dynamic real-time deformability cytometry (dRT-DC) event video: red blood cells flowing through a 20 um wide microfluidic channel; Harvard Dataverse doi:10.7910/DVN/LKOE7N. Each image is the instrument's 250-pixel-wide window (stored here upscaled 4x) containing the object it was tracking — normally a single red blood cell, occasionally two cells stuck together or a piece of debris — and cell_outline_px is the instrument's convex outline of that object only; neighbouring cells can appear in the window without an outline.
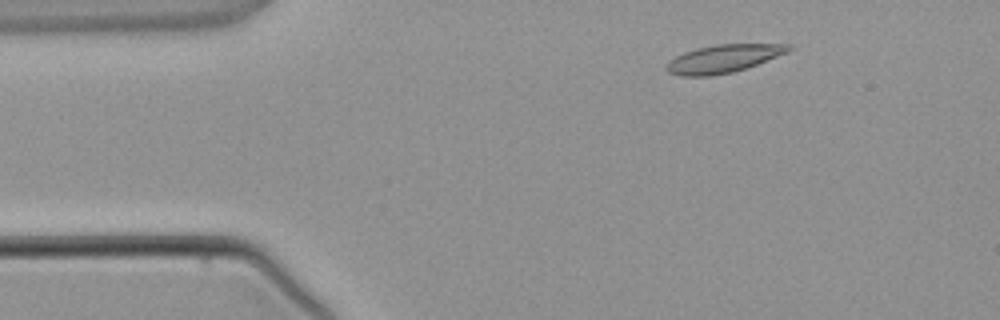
{"species": "common noctule bat (a hibernating species)", "species_latin": "Nyctalus noctula", "temperature_condition": "warm", "stored_images_in_passage": 4, "camera_frame_rate_fps": 3000, "um_per_image_px": 0.085, "animal": {"sex": "male", "body_mass_g": 21.5, "forearm_length_mm": 52.0}, "frame": {"image": 1, "passage_image": 2, "time_ms": 1.333, "image_size_px": [1000, 320], "cell_outline_px": [[792, 48], [788, 52], [756, 64], [732, 72], [708, 76], [680, 76], [668, 72], [664, 68], [668, 60], [684, 52], [696, 48], [716, 44], [792, 44]], "centroid_in_image_um": [61.44, 4.98], "position_along_channel_um": 23.6, "area_um2": 19.83}}
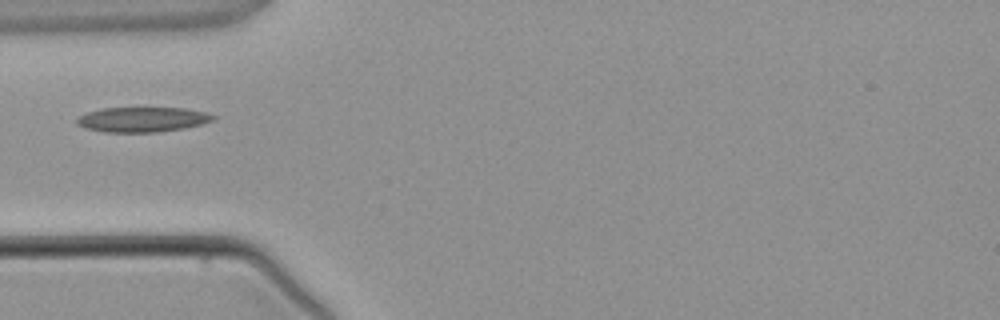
{"frame": {"image": 2, "passage_image": 4, "time_ms": 3.667, "image_size_px": [1000, 320], "cell_outline_px": [[216, 116], [212, 120], [200, 124], [184, 128], [156, 132], [104, 132], [84, 128], [76, 124], [76, 120], [80, 116], [88, 112], [104, 108], [184, 108], [204, 112]], "centroid_in_image_um": [12.06, 10.16], "position_along_channel_um": 72.9, "area_um2": 19.59}}